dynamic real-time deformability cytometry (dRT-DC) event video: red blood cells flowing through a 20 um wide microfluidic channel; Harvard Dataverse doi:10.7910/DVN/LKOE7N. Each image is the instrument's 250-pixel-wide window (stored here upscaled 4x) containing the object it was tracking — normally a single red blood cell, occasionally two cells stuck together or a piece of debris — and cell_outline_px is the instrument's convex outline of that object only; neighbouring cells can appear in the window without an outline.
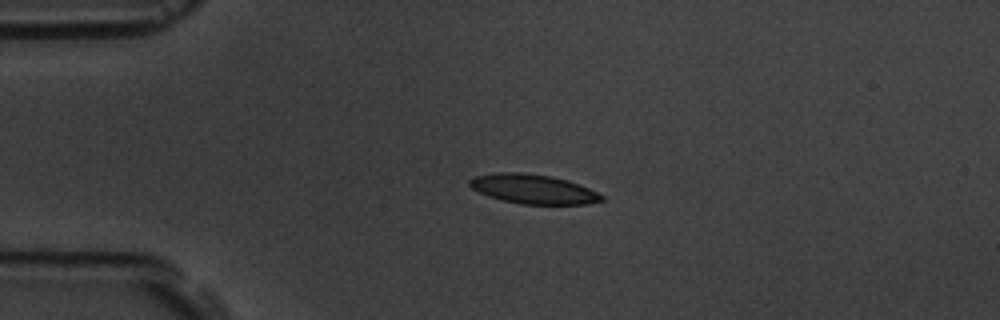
{"species": "common noctule bat (a hibernating species)", "species_latin": "Nyctalus noctula", "temperature_condition": "room temperature", "stored_images_in_passage": 5, "segment_of_instrument_passage": [1, 2], "camera_frame_rate_fps": 3000, "um_per_image_px": 0.085, "animal": {"sex": "male", "body_mass_g": 19.5, "forearm_length_mm": 54.6}, "frame": {"image": 1, "passage_image": 3, "time_ms": 2.333, "image_size_px": [1000, 320], "cell_outline_px": [[604, 200], [588, 204], [520, 204], [488, 196], [472, 188], [468, 184], [468, 180], [476, 176], [496, 172], [524, 172], [548, 176], [568, 180], [588, 188], [604, 196]], "centroid_in_image_um": [45.31, 16.07], "position_along_channel_um": 39.7, "area_um2": 22.48}}